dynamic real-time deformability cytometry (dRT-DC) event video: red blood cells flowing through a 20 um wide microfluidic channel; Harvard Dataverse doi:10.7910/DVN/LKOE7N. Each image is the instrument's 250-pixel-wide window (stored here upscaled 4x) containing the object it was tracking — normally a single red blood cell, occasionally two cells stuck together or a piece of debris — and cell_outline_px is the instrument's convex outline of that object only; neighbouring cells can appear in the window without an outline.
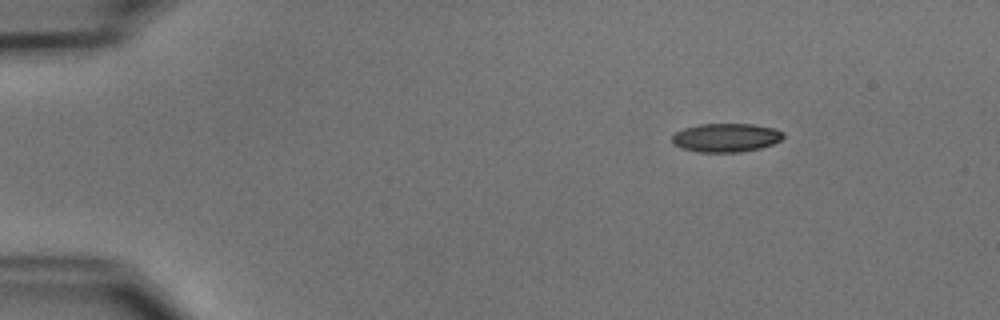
{"species": "common noctule bat (a hibernating species)", "species_latin": "Nyctalus noctula", "temperature_condition": "cold", "stored_images_in_passage": 4, "camera_frame_rate_fps": 3000, "um_per_image_px": 0.085, "animal": {"sex": "male", "body_mass_g": 15.6}, "frame": {"image": 1, "passage_image": 1, "time_ms": 0.0, "image_size_px": [1000, 320], "cell_outline_px": [[784, 136], [780, 140], [772, 144], [760, 148], [740, 152], [696, 152], [680, 148], [672, 144], [672, 136], [676, 132], [684, 128], [700, 124], [752, 124], [776, 128], [784, 132]], "centroid_in_image_um": [61.7, 11.7], "position_along_channel_um": 23.3, "area_um2": 18.73}}
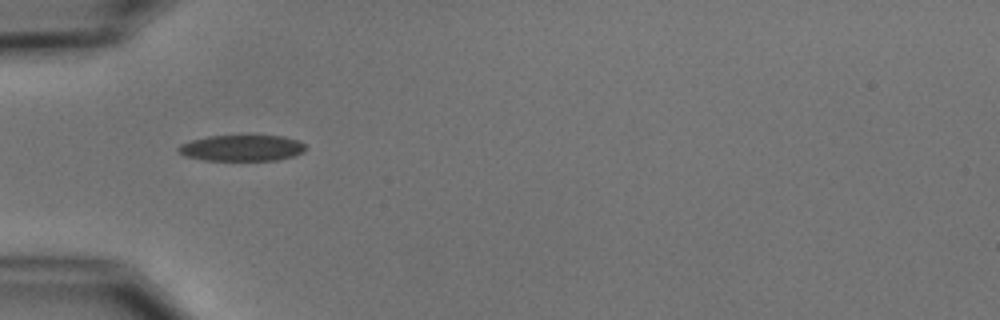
{"frame": {"image": 2, "passage_image": 3, "time_ms": 3.333, "image_size_px": [1000, 320], "cell_outline_px": [[304, 152], [296, 156], [276, 160], [204, 160], [184, 156], [176, 148], [180, 144], [192, 140], [208, 136], [284, 136], [296, 140], [304, 144]], "centroid_in_image_um": [20.55, 12.59], "position_along_channel_um": 64.5, "area_um2": 19.25}}